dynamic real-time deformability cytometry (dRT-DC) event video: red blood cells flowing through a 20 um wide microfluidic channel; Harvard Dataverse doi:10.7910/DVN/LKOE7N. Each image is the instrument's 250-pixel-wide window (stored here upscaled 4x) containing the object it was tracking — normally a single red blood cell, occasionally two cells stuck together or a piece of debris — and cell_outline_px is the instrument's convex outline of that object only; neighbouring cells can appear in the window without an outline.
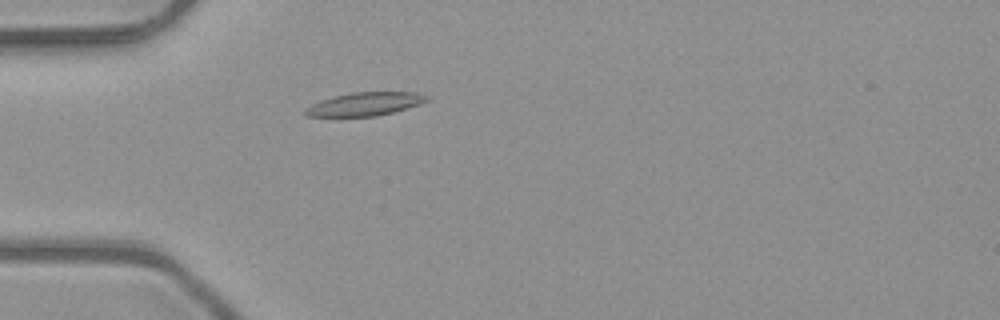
{"species": "common noctule bat (a hibernating species)", "species_latin": "Nyctalus noctula", "temperature_condition": "room temperature", "stored_images_in_passage": 2, "camera_frame_rate_fps": 3000, "um_per_image_px": 0.085, "animal": {"sex": "male", "body_mass_g": 23.1, "forearm_length_mm": 52.7}, "frame": {"image": 1, "passage_image": 2, "time_ms": 0.333, "image_size_px": [1000, 320], "cell_outline_px": [[432, 100], [420, 104], [392, 112], [376, 116], [304, 116], [304, 108], [312, 104], [336, 96], [352, 92], [420, 92], [432, 96]], "centroid_in_image_um": [31.12, 8.83], "position_along_channel_um": 53.9, "area_um2": 16.53}}